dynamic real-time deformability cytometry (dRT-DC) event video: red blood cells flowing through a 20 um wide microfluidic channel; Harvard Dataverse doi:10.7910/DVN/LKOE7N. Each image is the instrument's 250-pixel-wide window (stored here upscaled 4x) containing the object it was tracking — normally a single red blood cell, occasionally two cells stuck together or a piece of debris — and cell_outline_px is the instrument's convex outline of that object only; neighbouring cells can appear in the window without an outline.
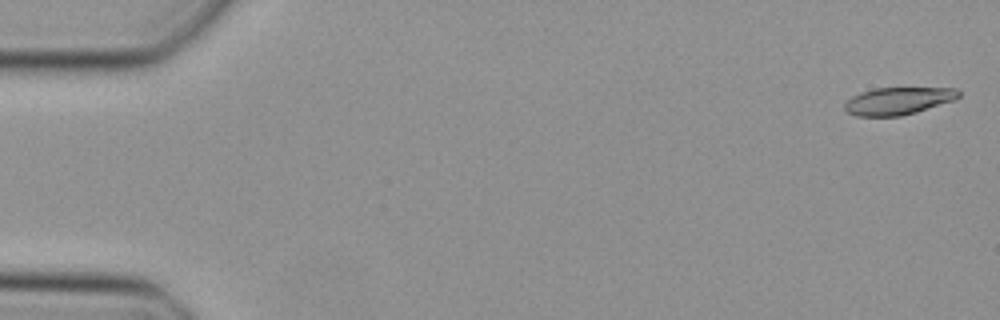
{"species": "Egyptian fruit bat (a non-hibernating species)", "species_latin": "Rousettus aegyptiacus", "temperature_condition": "cold", "stored_images_in_passage": 48, "camera_frame_rate_fps": 3000, "um_per_image_px": 0.085, "animal": {"sex": "female"}, "frame": {"image": 1, "passage_image": 1, "time_ms": 0.0, "image_size_px": [1000, 320], "cell_outline_px": [[960, 96], [956, 100], [916, 112], [900, 116], [856, 116], [848, 112], [844, 108], [844, 104], [852, 96], [860, 92], [876, 88], [956, 88], [960, 92]], "centroid_in_image_um": [76.36, 8.58], "position_along_channel_um": 8.6, "area_um2": 18.21}}
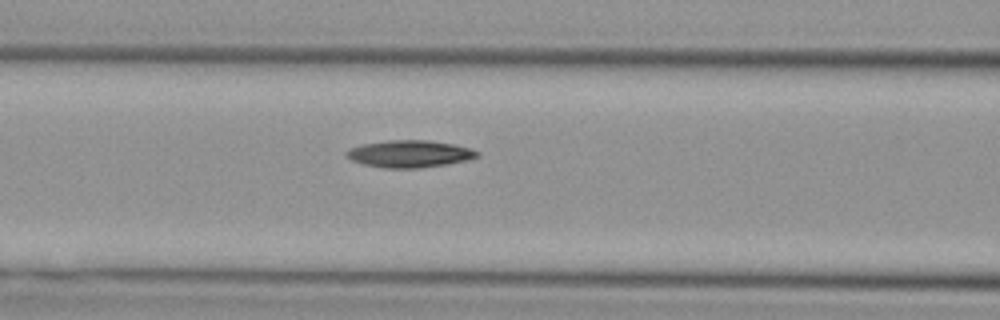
{"frame": {"image": 2, "passage_image": 20, "time_ms": 6.333, "image_size_px": [1000, 320], "cell_outline_px": [[480, 156], [464, 160], [444, 164], [420, 168], [384, 168], [364, 164], [352, 160], [344, 152], [348, 148], [360, 144], [388, 140], [428, 140], [452, 144], [468, 148], [480, 152]], "centroid_in_image_um": [34.76, 13.07], "position_along_channel_um": 131.8, "area_um2": 20.52}}
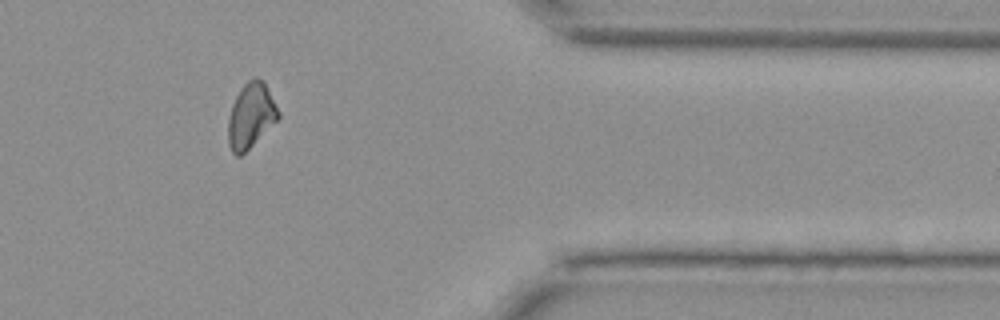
{"frame": {"image": 3, "passage_image": 40, "time_ms": 13.0, "image_size_px": [1000, 320], "cell_outline_px": [[280, 116], [240, 156], [236, 156], [232, 152], [228, 144], [228, 120], [232, 104], [240, 88], [252, 76], [256, 76], [264, 80], [280, 112]], "centroid_in_image_um": [21.31, 9.77], "position_along_channel_um": 390.1, "area_um2": 18.84}}